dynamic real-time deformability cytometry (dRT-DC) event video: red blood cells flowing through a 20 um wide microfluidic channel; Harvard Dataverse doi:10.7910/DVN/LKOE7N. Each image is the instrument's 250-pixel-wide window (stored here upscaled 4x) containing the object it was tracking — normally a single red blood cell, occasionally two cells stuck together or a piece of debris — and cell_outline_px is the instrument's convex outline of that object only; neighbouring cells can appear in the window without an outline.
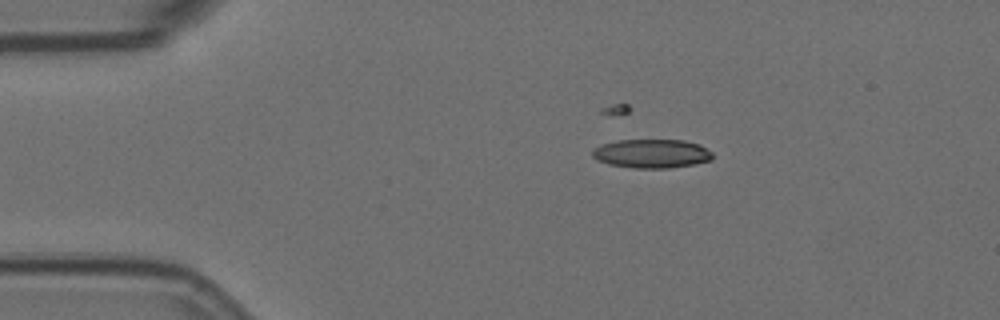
{"species": "Egyptian fruit bat (a non-hibernating species)", "species_latin": "Rousettus aegyptiacus", "temperature_condition": "room temperature", "stored_images_in_passage": 5, "camera_frame_rate_fps": 3000, "um_per_image_px": 0.085, "animal": {"sex": "female"}, "frame": {"image": 1, "passage_image": 4, "time_ms": 1.0, "image_size_px": [1000, 320], "cell_outline_px": [[712, 160], [692, 164], [668, 168], [636, 168], [608, 164], [596, 160], [592, 156], [592, 152], [600, 144], [616, 140], [684, 140], [700, 144], [712, 152]], "centroid_in_image_um": [55.38, 13.05], "position_along_channel_um": 29.6, "area_um2": 20.23}}